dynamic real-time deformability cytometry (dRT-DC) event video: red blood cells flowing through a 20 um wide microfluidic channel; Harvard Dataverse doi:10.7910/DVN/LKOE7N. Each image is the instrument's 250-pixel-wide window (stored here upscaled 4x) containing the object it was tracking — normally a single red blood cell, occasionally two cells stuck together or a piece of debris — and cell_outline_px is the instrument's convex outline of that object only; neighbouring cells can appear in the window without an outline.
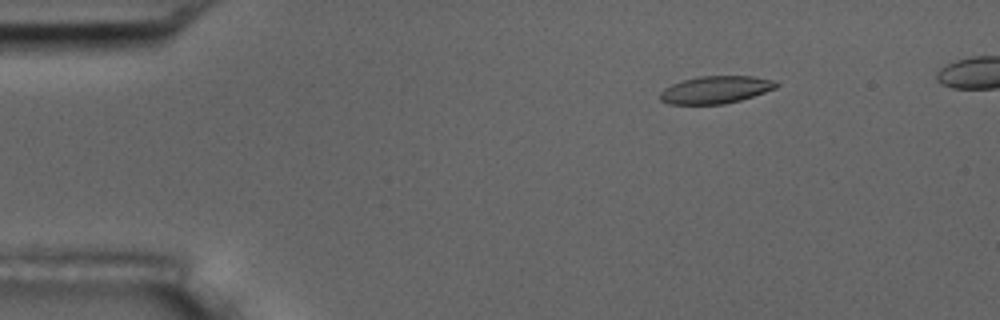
{"species": "common noctule bat (a hibernating species)", "species_latin": "Nyctalus noctula", "temperature_condition": "room temperature", "stored_images_in_passage": 5, "camera_frame_rate_fps": 3000, "um_per_image_px": 0.085, "animal": {"sex": "male", "body_mass_g": 17.5, "forearm_length_mm": 52.3}, "frame": {"image": 1, "passage_image": 3, "time_ms": 2.333, "image_size_px": [1000, 320], "cell_outline_px": [[780, 84], [776, 88], [740, 100], [724, 104], [668, 104], [660, 100], [660, 92], [664, 88], [672, 84], [684, 80], [700, 76], [752, 76], [776, 80]], "centroid_in_image_um": [60.84, 7.62], "position_along_channel_um": 24.2, "area_um2": 18.55}}